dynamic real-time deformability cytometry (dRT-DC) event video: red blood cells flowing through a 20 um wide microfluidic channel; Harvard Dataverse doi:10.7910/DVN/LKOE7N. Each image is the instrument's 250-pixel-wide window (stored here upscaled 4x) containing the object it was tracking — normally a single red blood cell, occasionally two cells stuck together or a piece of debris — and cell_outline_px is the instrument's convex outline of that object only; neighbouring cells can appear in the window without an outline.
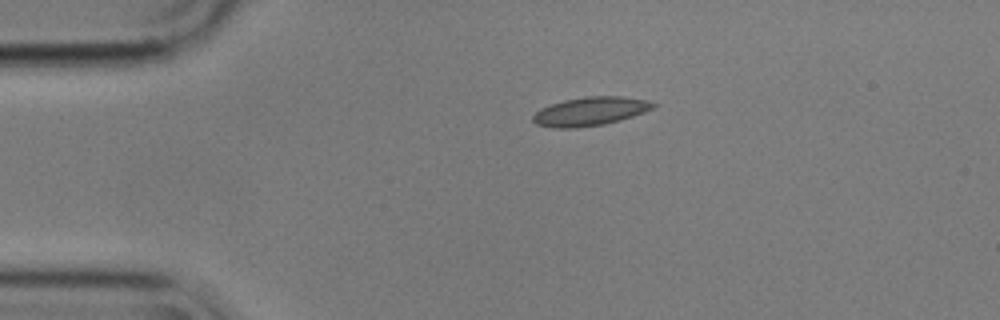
{"species": "common noctule bat (a hibernating species)", "species_latin": "Nyctalus noctula", "temperature_condition": "cold", "stored_images_in_passage": 7, "camera_frame_rate_fps": 3000, "um_per_image_px": 0.085, "animal": {"sex": "male", "body_mass_g": 17.9}, "frame": {"image": 1, "passage_image": 1, "time_ms": 0.0, "image_size_px": [1000, 320], "cell_outline_px": [[656, 104], [652, 108], [644, 112], [620, 120], [604, 124], [576, 128], [552, 128], [536, 124], [532, 120], [532, 116], [540, 108], [564, 100], [588, 96], [620, 96], [644, 100]], "centroid_in_image_um": [50.11, 9.47], "position_along_channel_um": 34.9, "area_um2": 19.88}}
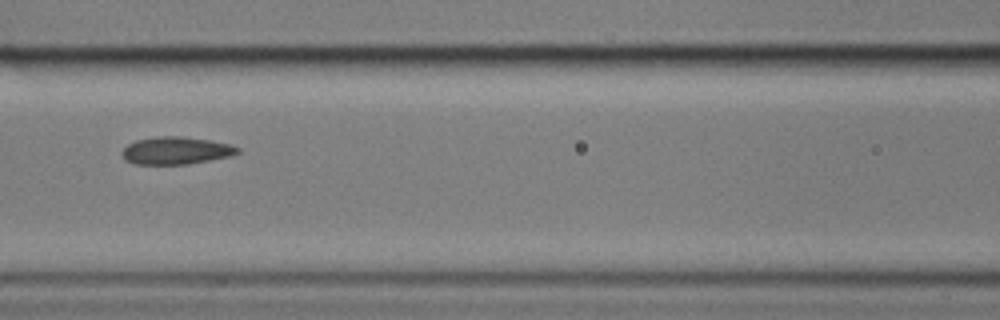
{"frame": {"image": 2, "passage_image": 4, "time_ms": 1.0, "image_size_px": [1000, 320], "cell_outline_px": [[240, 152], [228, 156], [188, 164], [136, 164], [124, 160], [120, 152], [128, 144], [136, 140], [156, 136], [180, 136], [208, 140], [228, 144], [240, 148]], "centroid_in_image_um": [14.9, 12.8], "position_along_channel_um": 151.7, "area_um2": 18.38}}
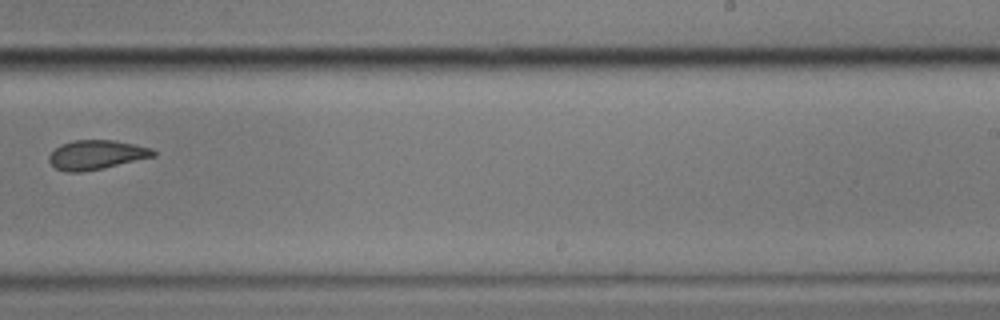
{"frame": {"image": 3, "passage_image": 7, "time_ms": 2.0, "image_size_px": [1000, 320], "cell_outline_px": [[156, 156], [104, 168], [80, 172], [68, 172], [56, 168], [48, 160], [48, 156], [60, 144], [72, 140], [112, 140], [152, 148], [156, 152]], "centroid_in_image_um": [8.19, 13.15], "position_along_channel_um": 280.8, "area_um2": 17.74}}